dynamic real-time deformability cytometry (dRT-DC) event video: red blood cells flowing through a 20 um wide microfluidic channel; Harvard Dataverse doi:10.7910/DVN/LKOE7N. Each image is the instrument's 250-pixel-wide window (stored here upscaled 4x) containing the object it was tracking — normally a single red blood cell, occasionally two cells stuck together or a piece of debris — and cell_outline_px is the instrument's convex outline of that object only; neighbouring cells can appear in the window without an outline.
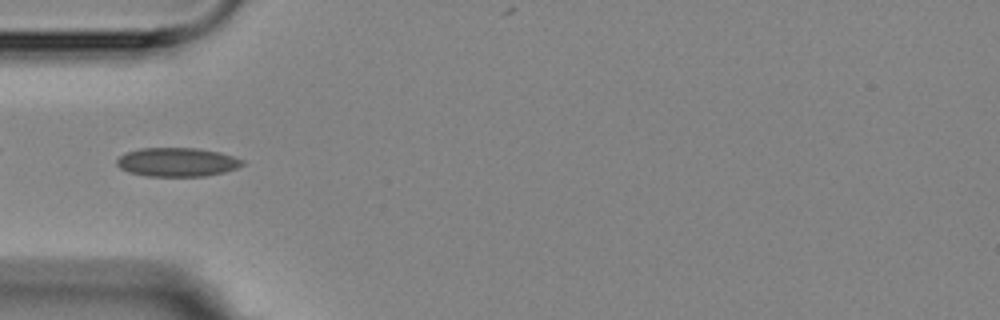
{"species": "Egyptian fruit bat (a non-hibernating species)", "species_latin": "Rousettus aegyptiacus", "temperature_condition": "room temperature", "stored_images_in_passage": 5, "camera_frame_rate_fps": 3000, "um_per_image_px": 0.085, "animal": {"sex": "female"}, "frame": {"image": 1, "passage_image": 3, "time_ms": 3.333, "image_size_px": [1000, 320], "cell_outline_px": [[244, 164], [236, 168], [224, 172], [204, 176], [148, 176], [128, 172], [120, 168], [116, 164], [116, 160], [120, 156], [128, 152], [140, 148], [196, 148], [220, 152], [244, 160]], "centroid_in_image_um": [15.05, 13.78], "position_along_channel_um": 69.9, "area_um2": 21.04}}
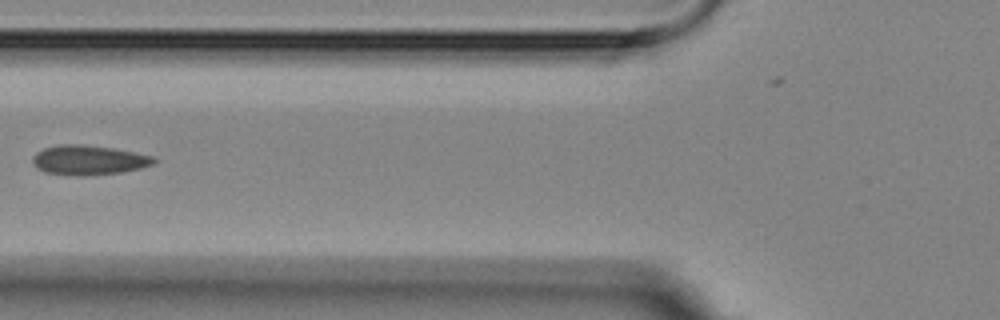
{"frame": {"image": 2, "passage_image": 4, "time_ms": 4.667, "image_size_px": [1000, 320], "cell_outline_px": [[160, 160], [152, 164], [140, 168], [120, 172], [84, 176], [80, 176], [44, 172], [36, 168], [32, 164], [32, 156], [36, 152], [44, 148], [60, 144], [80, 144], [112, 148], [152, 156]], "centroid_in_image_um": [7.49, 13.61], "position_along_channel_um": 118.3, "area_um2": 20.92}}
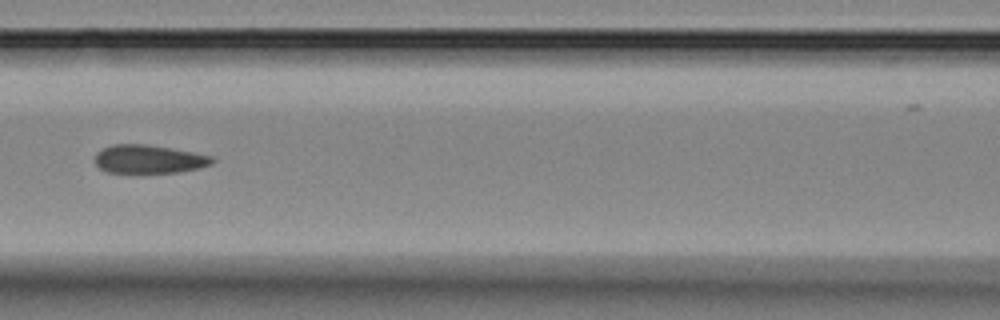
{"frame": {"image": 3, "passage_image": 5, "time_ms": 5.667, "image_size_px": [1000, 320], "cell_outline_px": [[216, 160], [212, 164], [200, 168], [180, 172], [136, 176], [108, 172], [100, 168], [96, 164], [96, 152], [112, 144], [148, 144], [172, 148], [212, 156]], "centroid_in_image_um": [12.66, 13.58], "position_along_channel_um": 153.9, "area_um2": 20.4}}